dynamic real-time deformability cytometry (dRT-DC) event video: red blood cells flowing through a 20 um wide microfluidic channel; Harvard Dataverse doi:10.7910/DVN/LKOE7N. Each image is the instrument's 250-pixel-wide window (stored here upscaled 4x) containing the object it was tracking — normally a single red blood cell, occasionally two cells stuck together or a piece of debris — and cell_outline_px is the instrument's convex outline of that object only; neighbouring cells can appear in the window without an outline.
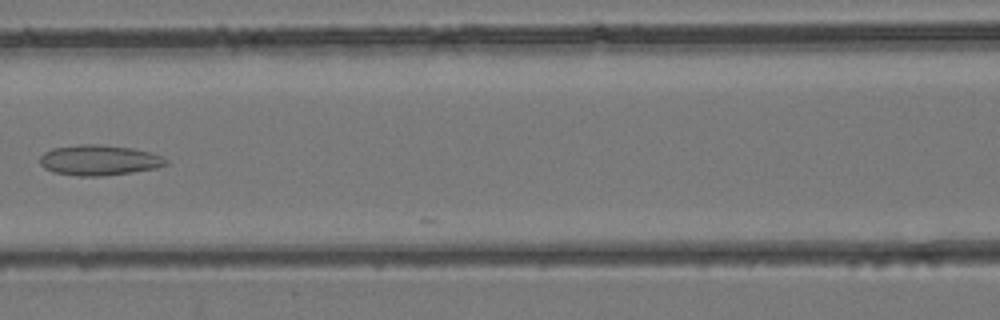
{"species": "common noctule bat (a hibernating species)", "species_latin": "Nyctalus noctula", "temperature_condition": "room temperature", "stored_images_in_passage": 11, "camera_frame_rate_fps": 3000, "um_per_image_px": 0.085, "animal": {"sex": "female", "body_mass_g": 24.6, "forearm_length_mm": 56.2}, "frame": {"image": 1, "passage_image": 8, "time_ms": 2.333, "image_size_px": [1000, 320], "cell_outline_px": [[168, 164], [156, 168], [132, 172], [104, 176], [80, 176], [52, 172], [44, 168], [40, 164], [40, 156], [44, 152], [52, 148], [80, 144], [96, 144], [132, 148], [148, 152], [160, 156], [168, 160]], "centroid_in_image_um": [8.39, 13.62], "position_along_channel_um": 158.2, "area_um2": 22.31}}
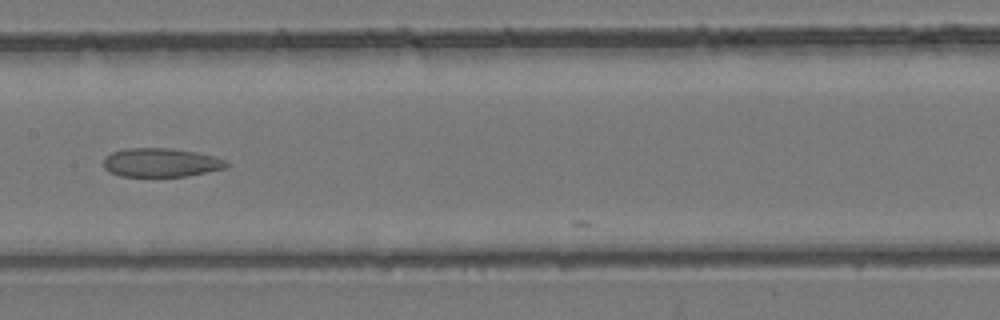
{"frame": {"image": 2, "passage_image": 10, "time_ms": 3.0, "image_size_px": [1000, 320], "cell_outline_px": [[228, 168], [184, 176], [120, 176], [108, 172], [104, 168], [104, 156], [112, 152], [124, 148], [172, 148], [196, 152], [212, 156], [224, 160], [228, 164]], "centroid_in_image_um": [13.63, 13.81], "position_along_channel_um": 193.8, "area_um2": 20.63}}